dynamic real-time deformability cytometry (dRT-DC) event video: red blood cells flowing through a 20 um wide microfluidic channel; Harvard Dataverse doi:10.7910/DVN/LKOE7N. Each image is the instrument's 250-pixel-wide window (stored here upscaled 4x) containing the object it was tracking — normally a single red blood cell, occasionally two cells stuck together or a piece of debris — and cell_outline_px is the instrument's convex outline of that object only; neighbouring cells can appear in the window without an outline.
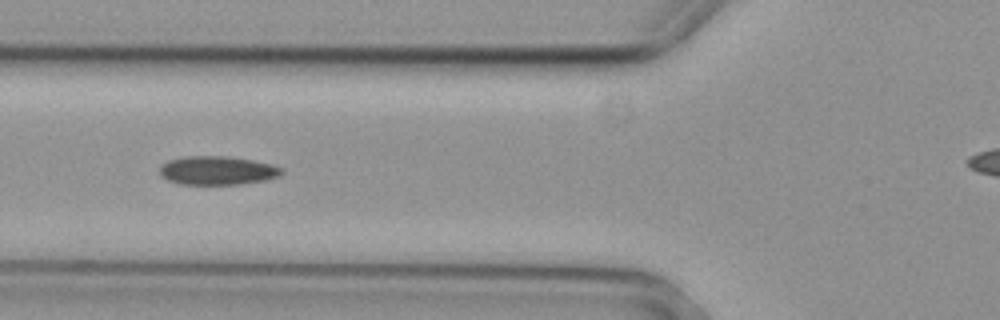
{"species": "common noctule bat (a hibernating species)", "species_latin": "Nyctalus noctula", "temperature_condition": "cold", "stored_images_in_passage": 5, "camera_frame_rate_fps": 3000, "um_per_image_px": 0.085, "animal": {"sex": "female", "body_mass_g": 29.2, "forearm_length_mm": 56.3}, "frame": {"image": 1, "passage_image": 4, "time_ms": 1.0, "image_size_px": [1000, 320], "cell_outline_px": [[284, 172], [280, 176], [264, 180], [240, 184], [180, 184], [168, 180], [160, 176], [160, 164], [168, 160], [184, 156], [228, 156], [252, 160], [272, 164], [284, 168]], "centroid_in_image_um": [18.47, 14.48], "position_along_channel_um": 107.3, "area_um2": 20.58}}
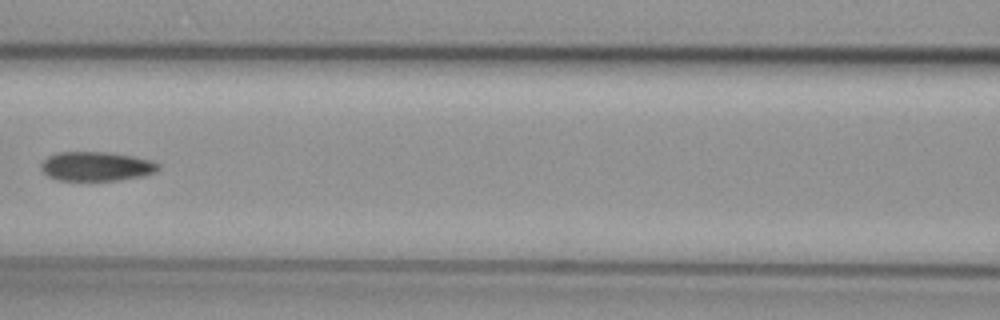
{"frame": {"image": 2, "passage_image": 5, "time_ms": 1.333, "image_size_px": [1000, 320], "cell_outline_px": [[160, 168], [156, 172], [144, 176], [120, 180], [56, 180], [48, 176], [40, 168], [40, 164], [48, 156], [60, 152], [112, 152], [152, 160], [160, 164]], "centroid_in_image_um": [8.22, 14.14], "position_along_channel_um": 158.4, "area_um2": 20.17}}